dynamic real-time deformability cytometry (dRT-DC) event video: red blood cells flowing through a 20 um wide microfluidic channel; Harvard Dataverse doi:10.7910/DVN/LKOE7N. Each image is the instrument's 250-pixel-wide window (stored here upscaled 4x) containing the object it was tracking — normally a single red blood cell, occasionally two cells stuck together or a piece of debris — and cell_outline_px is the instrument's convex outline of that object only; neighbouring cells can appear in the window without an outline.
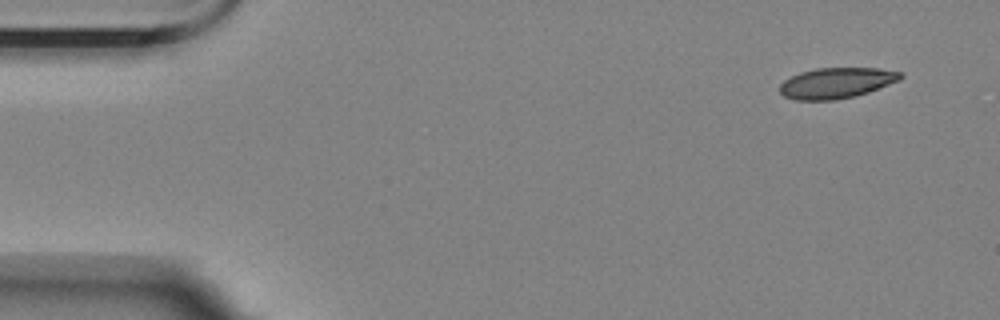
{"species": "Egyptian fruit bat (a non-hibernating species)", "species_latin": "Rousettus aegyptiacus", "temperature_condition": "room temperature", "stored_images_in_passage": 6, "segment_of_instrument_passage": [2, 2], "camera_frame_rate_fps": 3000, "um_per_image_px": 0.085, "animal": {"sex": "female"}, "frame": {"image": 1, "passage_image": 6, "time_ms": 5.667, "image_size_px": [1000, 320], "cell_outline_px": [[904, 76], [900, 80], [868, 92], [856, 96], [836, 100], [796, 100], [784, 96], [780, 92], [780, 84], [784, 80], [800, 72], [816, 68], [880, 68], [904, 72]], "centroid_in_image_um": [71.13, 7.05], "position_along_channel_um": 13.9, "area_um2": 21.73}}